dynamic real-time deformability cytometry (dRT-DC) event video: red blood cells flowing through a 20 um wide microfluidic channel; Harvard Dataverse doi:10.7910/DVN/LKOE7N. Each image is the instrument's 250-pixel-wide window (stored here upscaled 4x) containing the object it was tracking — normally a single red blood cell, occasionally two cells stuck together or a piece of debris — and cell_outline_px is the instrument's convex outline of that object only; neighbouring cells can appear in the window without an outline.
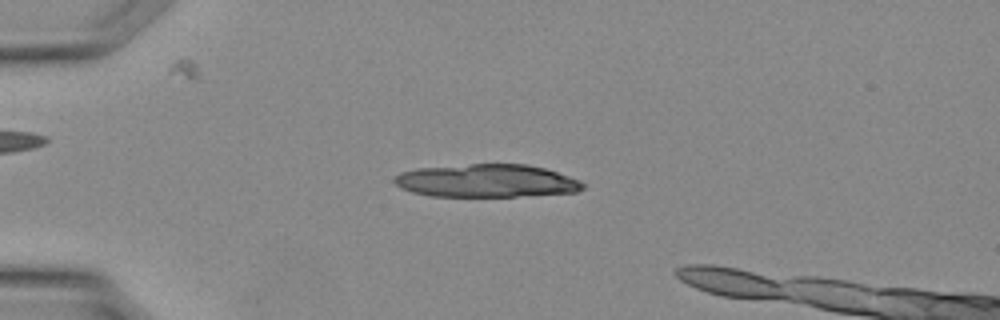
{"species": "Egyptian fruit bat (a non-hibernating species)", "species_latin": "Rousettus aegyptiacus", "temperature_condition": "warm", "stored_images_in_passage": 11, "camera_frame_rate_fps": 3000, "um_per_image_px": 0.085, "animal": {"sex": "female"}, "frame": {"image": 1, "passage_image": 5, "time_ms": 1.333, "image_size_px": [1000, 320], "cell_outline_px": [[588, 184], [584, 188], [576, 192], [516, 196], [428, 196], [412, 192], [400, 188], [392, 180], [392, 176], [400, 172], [416, 168], [468, 164], [528, 164], [544, 168], [580, 180]], "centroid_in_image_um": [41.32, 15.36], "position_along_channel_um": 43.7, "area_um2": 36.47}}